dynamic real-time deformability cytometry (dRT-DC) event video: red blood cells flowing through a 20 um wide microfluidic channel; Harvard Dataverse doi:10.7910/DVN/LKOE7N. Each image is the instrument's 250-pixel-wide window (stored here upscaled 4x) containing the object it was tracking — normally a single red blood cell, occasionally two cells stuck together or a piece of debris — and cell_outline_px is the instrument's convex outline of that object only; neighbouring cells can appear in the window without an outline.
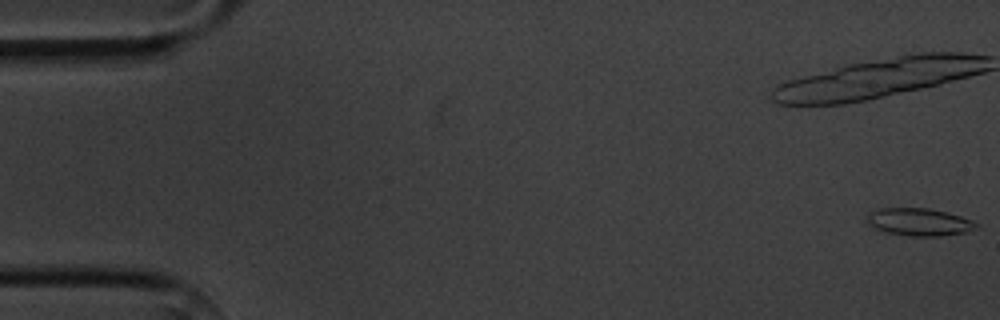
{"species": "common noctule bat (a hibernating species)", "species_latin": "Nyctalus noctula", "temperature_condition": "cold", "stored_images_in_passage": 11, "camera_frame_rate_fps": 3000, "um_per_image_px": 0.085, "animal": {"sex": "male", "body_mass_g": 20.1, "forearm_length_mm": 53.5}, "frame": {"image": 1, "passage_image": 1, "time_ms": 0.0, "image_size_px": [1000, 320], "cell_outline_px": [[980, 224], [968, 232], [940, 236], [908, 236], [884, 232], [872, 228], [868, 224], [868, 212], [880, 208], [928, 208], [960, 216], [972, 220]], "centroid_in_image_um": [78.1, 18.88], "position_along_channel_um": 6.9, "area_um2": 17.63}}
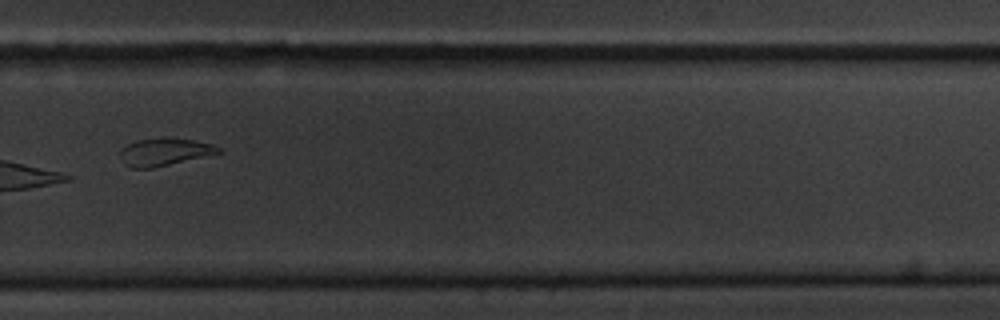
{"frame": {"image": 2, "passage_image": 11, "time_ms": 12.667, "image_size_px": [1000, 320], "cell_outline_px": [[224, 152], [152, 168], [132, 168], [124, 164], [120, 156], [120, 148], [136, 140], [164, 136], [192, 140], [212, 144], [220, 148]], "centroid_in_image_um": [13.96, 12.89], "position_along_channel_um": 315.8, "area_um2": 15.95}}